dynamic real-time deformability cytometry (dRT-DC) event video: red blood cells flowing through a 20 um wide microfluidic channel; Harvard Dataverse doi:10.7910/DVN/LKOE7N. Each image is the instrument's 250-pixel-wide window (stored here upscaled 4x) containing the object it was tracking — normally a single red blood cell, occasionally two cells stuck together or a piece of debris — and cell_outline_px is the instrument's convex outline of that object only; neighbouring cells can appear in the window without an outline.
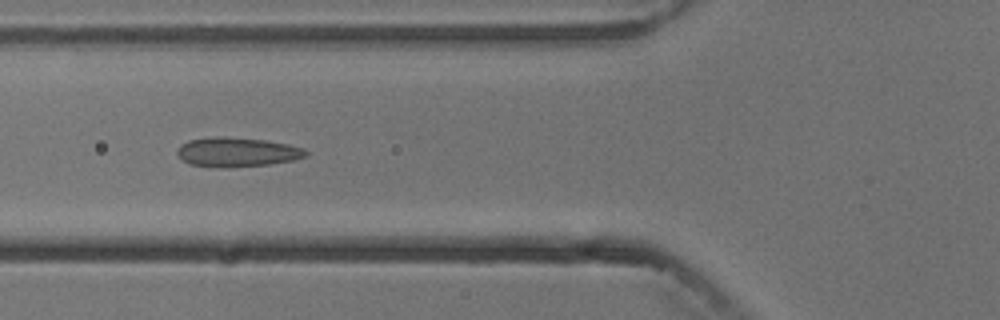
{"species": "common noctule bat (a hibernating species)", "species_latin": "Nyctalus noctula", "temperature_condition": "cold", "stored_images_in_passage": 6, "camera_frame_rate_fps": 3000, "um_per_image_px": 0.085, "animal": {"sex": "male", "body_mass_g": 13.3}, "frame": {"image": 1, "passage_image": 4, "time_ms": 3.333, "image_size_px": [1000, 320], "cell_outline_px": [[308, 156], [292, 160], [268, 164], [188, 164], [180, 160], [176, 152], [180, 144], [188, 140], [216, 136], [224, 136], [264, 140], [288, 144], [304, 148], [308, 152]], "centroid_in_image_um": [20.15, 12.86], "position_along_channel_um": 105.6, "area_um2": 21.04}}
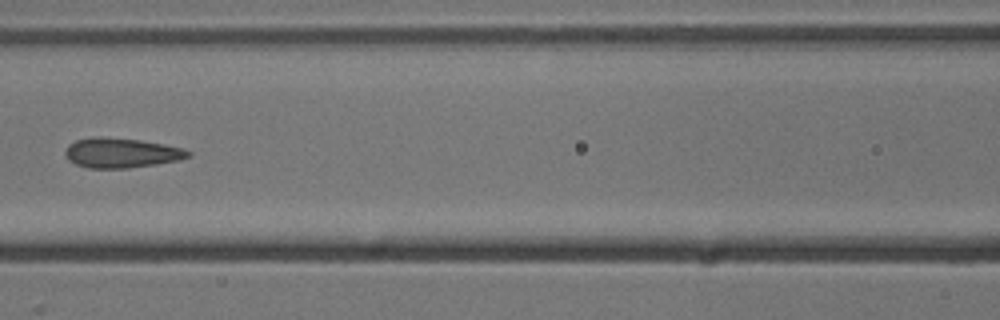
{"frame": {"image": 2, "passage_image": 5, "time_ms": 4.667, "image_size_px": [1000, 320], "cell_outline_px": [[192, 156], [180, 160], [156, 164], [128, 168], [88, 168], [76, 164], [68, 160], [64, 152], [68, 144], [76, 140], [92, 136], [100, 136], [140, 140], [164, 144], [184, 148], [192, 152]], "centroid_in_image_um": [10.32, 12.99], "position_along_channel_um": 156.3, "area_um2": 21.62}}
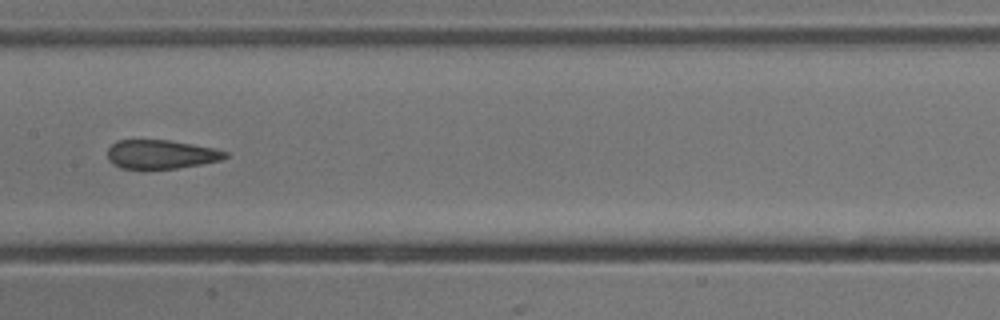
{"frame": {"image": 3, "passage_image": 6, "time_ms": 5.667, "image_size_px": [1000, 320], "cell_outline_px": [[228, 156], [224, 160], [176, 168], [120, 168], [112, 164], [108, 160], [108, 148], [116, 140], [168, 140], [192, 144], [212, 148], [228, 152]], "centroid_in_image_um": [13.68, 13.11], "position_along_channel_um": 193.7, "area_um2": 19.71}}